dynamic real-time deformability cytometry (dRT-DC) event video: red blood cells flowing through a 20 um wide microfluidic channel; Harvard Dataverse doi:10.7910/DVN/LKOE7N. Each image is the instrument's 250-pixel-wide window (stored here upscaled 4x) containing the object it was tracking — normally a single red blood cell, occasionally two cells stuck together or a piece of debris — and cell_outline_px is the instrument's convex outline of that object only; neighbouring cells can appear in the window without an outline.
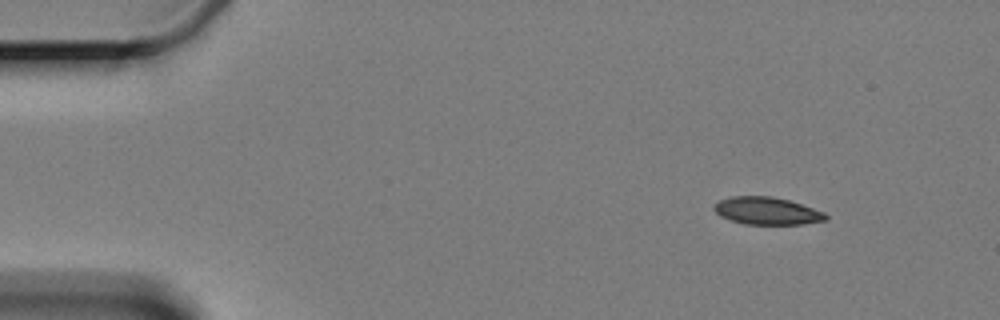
{"species": "Egyptian fruit bat (a non-hibernating species)", "species_latin": "Rousettus aegyptiacus", "temperature_condition": "cold", "stored_images_in_passage": 4, "camera_frame_rate_fps": 3000, "um_per_image_px": 0.085, "animal": {"sex": "female"}, "frame": {"image": 1, "passage_image": 1, "time_ms": 0.0, "image_size_px": [1000, 320], "cell_outline_px": [[828, 220], [804, 224], [744, 224], [720, 216], [712, 208], [720, 200], [732, 196], [772, 196], [788, 200], [824, 212], [828, 216]], "centroid_in_image_um": [65.2, 17.93], "position_along_channel_um": 19.8, "area_um2": 17.74}}
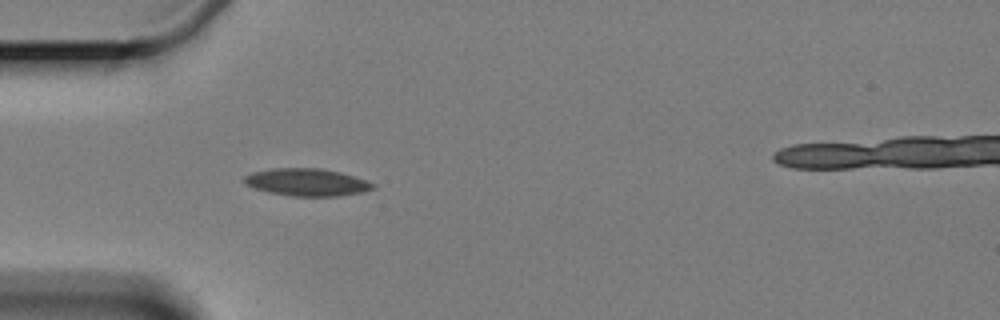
{"frame": {"image": 2, "passage_image": 4, "time_ms": 3.667, "image_size_px": [1000, 320], "cell_outline_px": [[376, 188], [364, 192], [340, 196], [292, 196], [268, 192], [244, 184], [240, 180], [244, 176], [252, 172], [272, 168], [320, 168], [340, 172], [376, 184]], "centroid_in_image_um": [26.06, 15.49], "position_along_channel_um": 58.9, "area_um2": 20.69}}